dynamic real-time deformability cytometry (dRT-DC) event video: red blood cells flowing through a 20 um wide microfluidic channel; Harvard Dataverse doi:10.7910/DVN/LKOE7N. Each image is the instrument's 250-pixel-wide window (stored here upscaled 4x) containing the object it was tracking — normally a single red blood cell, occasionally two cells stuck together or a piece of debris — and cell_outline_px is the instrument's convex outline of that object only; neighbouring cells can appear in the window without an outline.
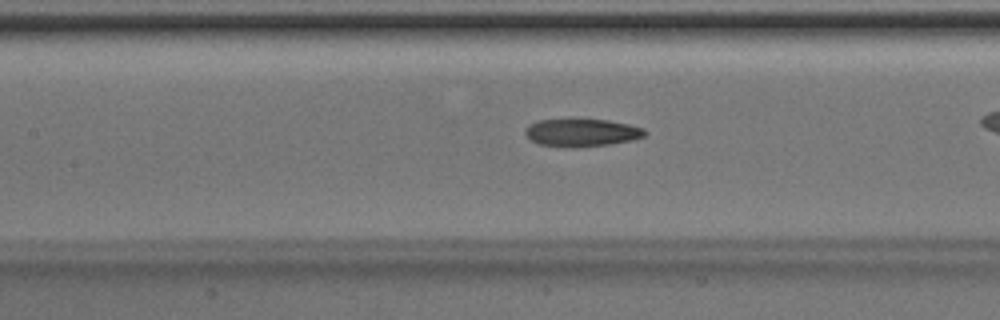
{"species": "Egyptian fruit bat (a non-hibernating species)", "species_latin": "Rousettus aegyptiacus", "temperature_condition": "room temperature", "stored_images_in_passage": 38, "camera_frame_rate_fps": 3000, "um_per_image_px": 0.085, "animal": {"sex": "male"}, "frame": {"image": 1, "passage_image": 22, "time_ms": 7.0, "image_size_px": [1000, 320], "cell_outline_px": [[648, 132], [644, 136], [632, 140], [608, 144], [576, 148], [564, 148], [540, 144], [532, 140], [524, 132], [524, 128], [528, 124], [540, 120], [568, 116], [608, 120], [628, 124], [644, 128]], "centroid_in_image_um": [49.4, 11.23], "position_along_channel_um": 158.0, "area_um2": 20.29}}